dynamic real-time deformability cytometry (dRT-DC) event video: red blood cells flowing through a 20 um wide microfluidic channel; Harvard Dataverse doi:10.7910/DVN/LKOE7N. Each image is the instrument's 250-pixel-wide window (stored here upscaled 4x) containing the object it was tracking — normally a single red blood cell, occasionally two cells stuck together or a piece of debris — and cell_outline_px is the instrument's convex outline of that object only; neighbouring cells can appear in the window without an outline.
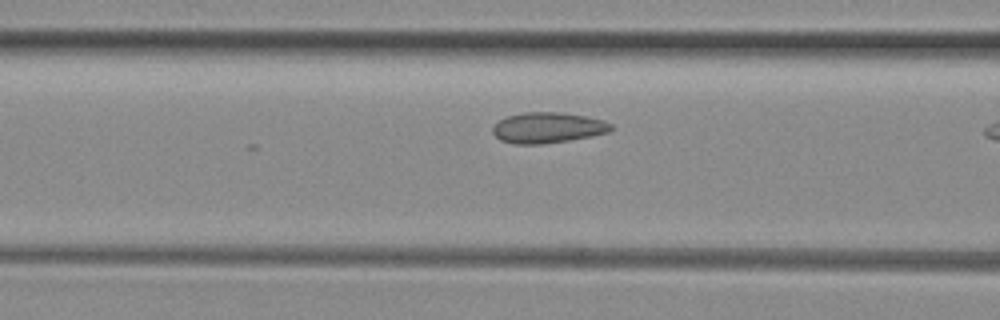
{"species": "common noctule bat (a hibernating species)", "species_latin": "Nyctalus noctula", "temperature_condition": "room temperature", "stored_images_in_passage": 5, "camera_frame_rate_fps": 3000, "um_per_image_px": 0.085, "animal": {"sex": "female", "body_mass_g": 29.2, "forearm_length_mm": 56.3}, "frame": {"image": 1, "passage_image": 5, "time_ms": 1.333, "image_size_px": [1000, 320], "cell_outline_px": [[612, 128], [608, 132], [592, 136], [568, 140], [540, 144], [516, 144], [500, 140], [492, 132], [492, 128], [500, 120], [508, 116], [524, 112], [560, 112], [584, 116], [604, 120], [612, 124]], "centroid_in_image_um": [46.56, 10.85], "position_along_channel_um": 120.0, "area_um2": 20.98}}